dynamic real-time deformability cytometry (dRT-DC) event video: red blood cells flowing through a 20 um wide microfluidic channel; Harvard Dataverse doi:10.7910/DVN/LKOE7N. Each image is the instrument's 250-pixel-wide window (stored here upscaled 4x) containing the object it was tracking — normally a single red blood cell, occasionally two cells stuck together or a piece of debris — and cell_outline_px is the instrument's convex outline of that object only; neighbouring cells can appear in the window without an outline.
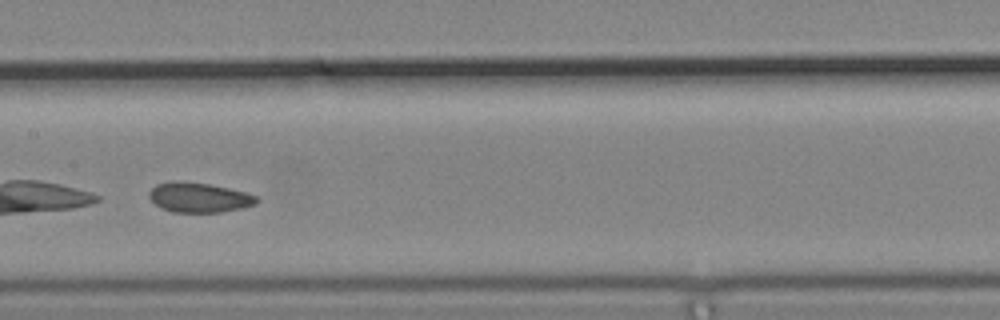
{"species": "common noctule bat (a hibernating species)", "species_latin": "Nyctalus noctula", "temperature_condition": "cold", "stored_images_in_passage": 42, "camera_frame_rate_fps": 3000, "um_per_image_px": 0.085, "animal": {"sex": "male", "body_mass_g": 19.2, "forearm_length_mm": 51.8}, "frame": {"image": 1, "passage_image": 16, "time_ms": 5.0, "image_size_px": [1000, 320], "cell_outline_px": [[260, 200], [256, 204], [240, 208], [220, 212], [172, 212], [160, 208], [148, 196], [148, 192], [156, 184], [172, 180], [176, 180], [208, 184], [248, 192], [256, 196]], "centroid_in_image_um": [16.9, 16.78], "position_along_channel_um": 190.5, "area_um2": 18.79}}
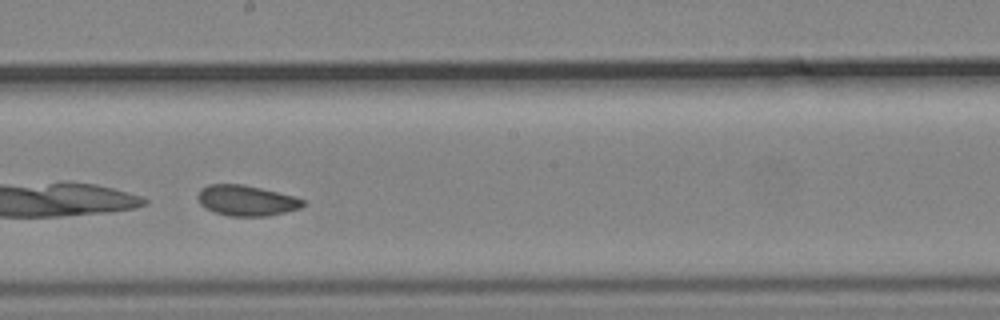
{"frame": {"image": 2, "passage_image": 19, "time_ms": 6.0, "image_size_px": [1000, 320], "cell_outline_px": [[304, 204], [300, 208], [268, 216], [228, 216], [212, 212], [200, 204], [196, 196], [200, 188], [208, 184], [244, 184], [296, 196], [304, 200]], "centroid_in_image_um": [20.91, 17.04], "position_along_channel_um": 227.3, "area_um2": 18.96}}
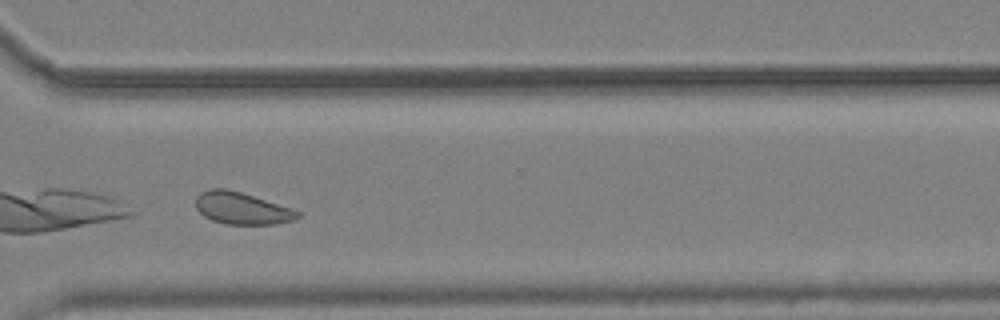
{"frame": {"image": 3, "passage_image": 29, "time_ms": 9.333, "image_size_px": [1000, 320], "cell_outline_px": [[300, 216], [296, 220], [276, 224], [224, 224], [212, 220], [204, 216], [196, 208], [196, 196], [200, 192], [212, 188], [224, 188], [240, 192], [292, 208], [300, 212]], "centroid_in_image_um": [20.56, 17.71], "position_along_channel_um": 350.0, "area_um2": 19.02}, "authors_computed_cell_mechanics": {"area_um2": 19.5075, "velocity_mm_per_s": 3.6928, "shape_relaxation_time_tau1_ms": 5.232, "shape_relaxation_time_tau2_ms": 1.8419, "deformation_change_tau1": 0.0621, "deformation_change_tau2": 0.0607}}